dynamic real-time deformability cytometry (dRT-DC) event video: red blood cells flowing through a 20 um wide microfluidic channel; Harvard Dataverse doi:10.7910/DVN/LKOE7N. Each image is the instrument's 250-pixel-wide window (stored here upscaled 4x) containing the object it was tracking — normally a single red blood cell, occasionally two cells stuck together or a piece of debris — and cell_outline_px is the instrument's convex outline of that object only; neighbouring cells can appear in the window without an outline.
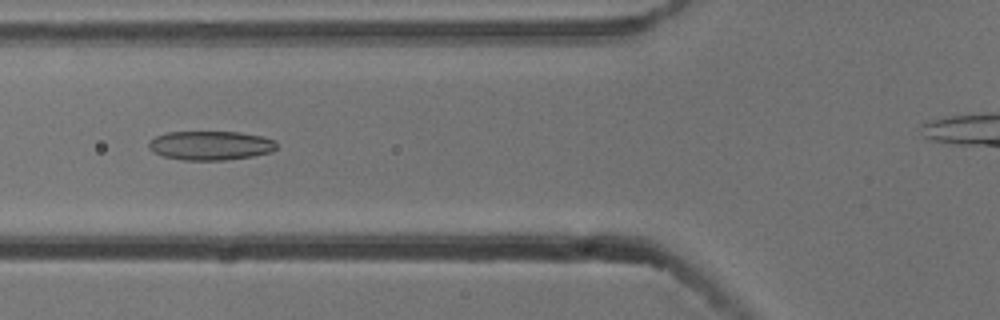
{"species": "common noctule bat (a hibernating species)", "species_latin": "Nyctalus noctula", "temperature_condition": "cold", "stored_images_in_passage": 47, "camera_frame_rate_fps": 3000, "um_per_image_px": 0.085, "animal": {"sex": "male", "body_mass_g": 13.3}, "frame": {"image": 1, "passage_image": 20, "time_ms": 6.333, "image_size_px": [1000, 320], "cell_outline_px": [[276, 148], [272, 152], [252, 156], [224, 160], [184, 160], [164, 156], [152, 152], [148, 148], [148, 140], [156, 136], [168, 132], [240, 132], [260, 136], [276, 140]], "centroid_in_image_um": [17.87, 12.36], "position_along_channel_um": 107.9, "area_um2": 21.73}}
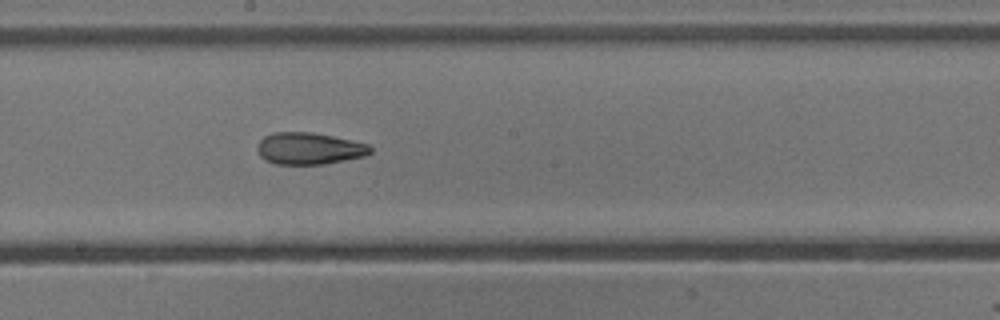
{"frame": {"image": 2, "passage_image": 29, "time_ms": 9.333, "image_size_px": [1000, 320], "cell_outline_px": [[372, 152], [364, 156], [324, 164], [276, 164], [264, 160], [260, 156], [256, 148], [260, 140], [264, 136], [272, 132], [312, 132], [352, 140], [368, 144], [372, 148]], "centroid_in_image_um": [26.25, 12.62], "position_along_channel_um": 221.9, "area_um2": 21.04}}
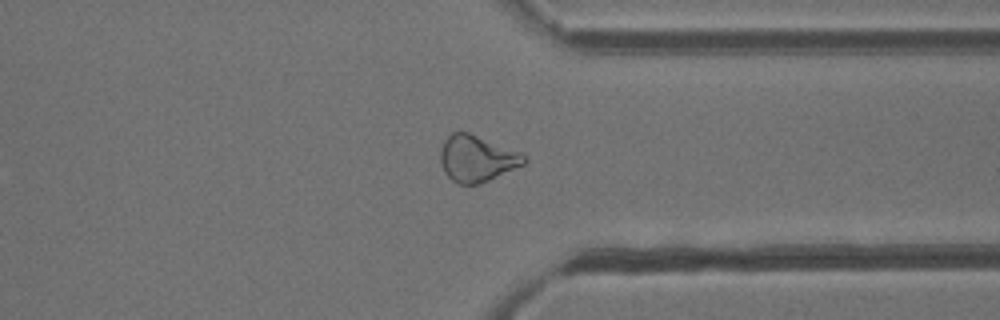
{"frame": {"image": 3, "passage_image": 41, "time_ms": 13.333, "image_size_px": [1000, 320], "cell_outline_px": [[528, 160], [524, 164], [480, 184], [460, 184], [452, 180], [444, 172], [440, 160], [440, 148], [444, 140], [452, 132], [468, 132], [524, 152]], "centroid_in_image_um": [40.55, 13.46], "position_along_channel_um": 370.8, "area_um2": 22.83}}